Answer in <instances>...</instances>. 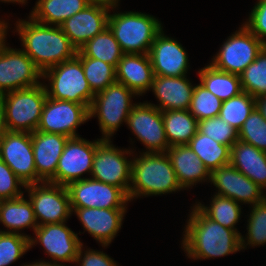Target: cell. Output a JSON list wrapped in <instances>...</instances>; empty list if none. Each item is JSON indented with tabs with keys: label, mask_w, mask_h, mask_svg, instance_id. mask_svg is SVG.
Returning <instances> with one entry per match:
<instances>
[{
	"label": "cell",
	"mask_w": 266,
	"mask_h": 266,
	"mask_svg": "<svg viewBox=\"0 0 266 266\" xmlns=\"http://www.w3.org/2000/svg\"><path fill=\"white\" fill-rule=\"evenodd\" d=\"M184 227L182 247L193 260L227 256L241 251V235L205 216L194 204Z\"/></svg>",
	"instance_id": "obj_1"
},
{
	"label": "cell",
	"mask_w": 266,
	"mask_h": 266,
	"mask_svg": "<svg viewBox=\"0 0 266 266\" xmlns=\"http://www.w3.org/2000/svg\"><path fill=\"white\" fill-rule=\"evenodd\" d=\"M29 19H18L15 32L21 39V48L42 71L70 60L78 50L60 26L45 25Z\"/></svg>",
	"instance_id": "obj_2"
},
{
	"label": "cell",
	"mask_w": 266,
	"mask_h": 266,
	"mask_svg": "<svg viewBox=\"0 0 266 266\" xmlns=\"http://www.w3.org/2000/svg\"><path fill=\"white\" fill-rule=\"evenodd\" d=\"M132 155L131 180L128 199L157 196L183 190L166 152Z\"/></svg>",
	"instance_id": "obj_3"
},
{
	"label": "cell",
	"mask_w": 266,
	"mask_h": 266,
	"mask_svg": "<svg viewBox=\"0 0 266 266\" xmlns=\"http://www.w3.org/2000/svg\"><path fill=\"white\" fill-rule=\"evenodd\" d=\"M108 27L124 54H149L154 39L163 30L156 17L135 11L109 13Z\"/></svg>",
	"instance_id": "obj_4"
},
{
	"label": "cell",
	"mask_w": 266,
	"mask_h": 266,
	"mask_svg": "<svg viewBox=\"0 0 266 266\" xmlns=\"http://www.w3.org/2000/svg\"><path fill=\"white\" fill-rule=\"evenodd\" d=\"M47 97L66 100L90 107L95 93L86 80L81 60L74 58L52 66L43 72Z\"/></svg>",
	"instance_id": "obj_5"
},
{
	"label": "cell",
	"mask_w": 266,
	"mask_h": 266,
	"mask_svg": "<svg viewBox=\"0 0 266 266\" xmlns=\"http://www.w3.org/2000/svg\"><path fill=\"white\" fill-rule=\"evenodd\" d=\"M138 95L118 82L106 87V89L95 94L89 107V119L98 117L99 127L102 133V140H111V137L118 131L136 103L132 98Z\"/></svg>",
	"instance_id": "obj_6"
},
{
	"label": "cell",
	"mask_w": 266,
	"mask_h": 266,
	"mask_svg": "<svg viewBox=\"0 0 266 266\" xmlns=\"http://www.w3.org/2000/svg\"><path fill=\"white\" fill-rule=\"evenodd\" d=\"M1 96L8 131L33 133L37 130L47 98L44 82L34 87L7 92Z\"/></svg>",
	"instance_id": "obj_7"
},
{
	"label": "cell",
	"mask_w": 266,
	"mask_h": 266,
	"mask_svg": "<svg viewBox=\"0 0 266 266\" xmlns=\"http://www.w3.org/2000/svg\"><path fill=\"white\" fill-rule=\"evenodd\" d=\"M222 44L209 64L240 76L266 46L244 24Z\"/></svg>",
	"instance_id": "obj_8"
},
{
	"label": "cell",
	"mask_w": 266,
	"mask_h": 266,
	"mask_svg": "<svg viewBox=\"0 0 266 266\" xmlns=\"http://www.w3.org/2000/svg\"><path fill=\"white\" fill-rule=\"evenodd\" d=\"M6 39H0V95L42 83L43 73L33 60L22 49L9 47Z\"/></svg>",
	"instance_id": "obj_9"
},
{
	"label": "cell",
	"mask_w": 266,
	"mask_h": 266,
	"mask_svg": "<svg viewBox=\"0 0 266 266\" xmlns=\"http://www.w3.org/2000/svg\"><path fill=\"white\" fill-rule=\"evenodd\" d=\"M132 154L131 149H120L111 140H103L96 147L90 178L116 186L128 196L133 160L127 158Z\"/></svg>",
	"instance_id": "obj_10"
},
{
	"label": "cell",
	"mask_w": 266,
	"mask_h": 266,
	"mask_svg": "<svg viewBox=\"0 0 266 266\" xmlns=\"http://www.w3.org/2000/svg\"><path fill=\"white\" fill-rule=\"evenodd\" d=\"M26 191L38 226L63 223L73 215L66 186L41 182L27 185Z\"/></svg>",
	"instance_id": "obj_11"
},
{
	"label": "cell",
	"mask_w": 266,
	"mask_h": 266,
	"mask_svg": "<svg viewBox=\"0 0 266 266\" xmlns=\"http://www.w3.org/2000/svg\"><path fill=\"white\" fill-rule=\"evenodd\" d=\"M83 178L66 186L71 208L127 209L130 201L120 188L90 177Z\"/></svg>",
	"instance_id": "obj_12"
},
{
	"label": "cell",
	"mask_w": 266,
	"mask_h": 266,
	"mask_svg": "<svg viewBox=\"0 0 266 266\" xmlns=\"http://www.w3.org/2000/svg\"><path fill=\"white\" fill-rule=\"evenodd\" d=\"M89 119V107L66 100L47 97L37 131L80 137L76 129Z\"/></svg>",
	"instance_id": "obj_13"
},
{
	"label": "cell",
	"mask_w": 266,
	"mask_h": 266,
	"mask_svg": "<svg viewBox=\"0 0 266 266\" xmlns=\"http://www.w3.org/2000/svg\"><path fill=\"white\" fill-rule=\"evenodd\" d=\"M127 127L146 147L145 153H164L169 149L162 111L147 103H137L130 112Z\"/></svg>",
	"instance_id": "obj_14"
},
{
	"label": "cell",
	"mask_w": 266,
	"mask_h": 266,
	"mask_svg": "<svg viewBox=\"0 0 266 266\" xmlns=\"http://www.w3.org/2000/svg\"><path fill=\"white\" fill-rule=\"evenodd\" d=\"M102 141L101 138L93 141L81 137L69 138L58 161L55 184L67 186L84 179L83 174L91 175L96 147Z\"/></svg>",
	"instance_id": "obj_15"
},
{
	"label": "cell",
	"mask_w": 266,
	"mask_h": 266,
	"mask_svg": "<svg viewBox=\"0 0 266 266\" xmlns=\"http://www.w3.org/2000/svg\"><path fill=\"white\" fill-rule=\"evenodd\" d=\"M0 158L26 186L42 182L36 172L31 133L7 131L0 138Z\"/></svg>",
	"instance_id": "obj_16"
},
{
	"label": "cell",
	"mask_w": 266,
	"mask_h": 266,
	"mask_svg": "<svg viewBox=\"0 0 266 266\" xmlns=\"http://www.w3.org/2000/svg\"><path fill=\"white\" fill-rule=\"evenodd\" d=\"M63 223H51L38 226L35 237L30 236V249L40 244L45 253L55 263H75L80 246L83 244L78 234Z\"/></svg>",
	"instance_id": "obj_17"
},
{
	"label": "cell",
	"mask_w": 266,
	"mask_h": 266,
	"mask_svg": "<svg viewBox=\"0 0 266 266\" xmlns=\"http://www.w3.org/2000/svg\"><path fill=\"white\" fill-rule=\"evenodd\" d=\"M117 7L91 2L80 12L66 19L60 27L78 50L108 27L110 9L116 10Z\"/></svg>",
	"instance_id": "obj_18"
},
{
	"label": "cell",
	"mask_w": 266,
	"mask_h": 266,
	"mask_svg": "<svg viewBox=\"0 0 266 266\" xmlns=\"http://www.w3.org/2000/svg\"><path fill=\"white\" fill-rule=\"evenodd\" d=\"M209 182L217 188L216 194L231 198L240 204L255 205L266 198L262 188L231 164L211 171Z\"/></svg>",
	"instance_id": "obj_19"
},
{
	"label": "cell",
	"mask_w": 266,
	"mask_h": 266,
	"mask_svg": "<svg viewBox=\"0 0 266 266\" xmlns=\"http://www.w3.org/2000/svg\"><path fill=\"white\" fill-rule=\"evenodd\" d=\"M149 56L154 76L181 77L189 69L188 54L176 39L162 30L151 45Z\"/></svg>",
	"instance_id": "obj_20"
},
{
	"label": "cell",
	"mask_w": 266,
	"mask_h": 266,
	"mask_svg": "<svg viewBox=\"0 0 266 266\" xmlns=\"http://www.w3.org/2000/svg\"><path fill=\"white\" fill-rule=\"evenodd\" d=\"M76 214L83 230L107 247L121 229L127 209L71 208Z\"/></svg>",
	"instance_id": "obj_21"
},
{
	"label": "cell",
	"mask_w": 266,
	"mask_h": 266,
	"mask_svg": "<svg viewBox=\"0 0 266 266\" xmlns=\"http://www.w3.org/2000/svg\"><path fill=\"white\" fill-rule=\"evenodd\" d=\"M68 139L69 137L61 134L37 130L31 133L36 172L42 182L55 184L58 161Z\"/></svg>",
	"instance_id": "obj_22"
},
{
	"label": "cell",
	"mask_w": 266,
	"mask_h": 266,
	"mask_svg": "<svg viewBox=\"0 0 266 266\" xmlns=\"http://www.w3.org/2000/svg\"><path fill=\"white\" fill-rule=\"evenodd\" d=\"M187 75L181 77L154 76L152 92L159 104L147 102L160 111L188 110L195 85L188 80Z\"/></svg>",
	"instance_id": "obj_23"
},
{
	"label": "cell",
	"mask_w": 266,
	"mask_h": 266,
	"mask_svg": "<svg viewBox=\"0 0 266 266\" xmlns=\"http://www.w3.org/2000/svg\"><path fill=\"white\" fill-rule=\"evenodd\" d=\"M154 79L149 54H124L116 67V80L142 96L150 91Z\"/></svg>",
	"instance_id": "obj_24"
},
{
	"label": "cell",
	"mask_w": 266,
	"mask_h": 266,
	"mask_svg": "<svg viewBox=\"0 0 266 266\" xmlns=\"http://www.w3.org/2000/svg\"><path fill=\"white\" fill-rule=\"evenodd\" d=\"M166 154L183 190L210 181V171L188 144L170 146Z\"/></svg>",
	"instance_id": "obj_25"
},
{
	"label": "cell",
	"mask_w": 266,
	"mask_h": 266,
	"mask_svg": "<svg viewBox=\"0 0 266 266\" xmlns=\"http://www.w3.org/2000/svg\"><path fill=\"white\" fill-rule=\"evenodd\" d=\"M230 164L260 188L266 189V151L238 140L231 147Z\"/></svg>",
	"instance_id": "obj_26"
},
{
	"label": "cell",
	"mask_w": 266,
	"mask_h": 266,
	"mask_svg": "<svg viewBox=\"0 0 266 266\" xmlns=\"http://www.w3.org/2000/svg\"><path fill=\"white\" fill-rule=\"evenodd\" d=\"M0 223L7 228V230H0V232L18 233L26 236L28 235L21 233V230L32 228L34 231L38 227L32 204L29 199L24 198V194L15 199L0 201Z\"/></svg>",
	"instance_id": "obj_27"
},
{
	"label": "cell",
	"mask_w": 266,
	"mask_h": 266,
	"mask_svg": "<svg viewBox=\"0 0 266 266\" xmlns=\"http://www.w3.org/2000/svg\"><path fill=\"white\" fill-rule=\"evenodd\" d=\"M90 3L91 0H37L28 16L41 24L60 26Z\"/></svg>",
	"instance_id": "obj_28"
},
{
	"label": "cell",
	"mask_w": 266,
	"mask_h": 266,
	"mask_svg": "<svg viewBox=\"0 0 266 266\" xmlns=\"http://www.w3.org/2000/svg\"><path fill=\"white\" fill-rule=\"evenodd\" d=\"M162 117L169 146L188 144L198 131V120L189 110L162 111Z\"/></svg>",
	"instance_id": "obj_29"
},
{
	"label": "cell",
	"mask_w": 266,
	"mask_h": 266,
	"mask_svg": "<svg viewBox=\"0 0 266 266\" xmlns=\"http://www.w3.org/2000/svg\"><path fill=\"white\" fill-rule=\"evenodd\" d=\"M200 84L221 101L237 96L242 90L240 76L214 68L211 64L198 71Z\"/></svg>",
	"instance_id": "obj_30"
},
{
	"label": "cell",
	"mask_w": 266,
	"mask_h": 266,
	"mask_svg": "<svg viewBox=\"0 0 266 266\" xmlns=\"http://www.w3.org/2000/svg\"><path fill=\"white\" fill-rule=\"evenodd\" d=\"M123 55L120 44L107 27L81 46L76 56L95 58L116 68Z\"/></svg>",
	"instance_id": "obj_31"
},
{
	"label": "cell",
	"mask_w": 266,
	"mask_h": 266,
	"mask_svg": "<svg viewBox=\"0 0 266 266\" xmlns=\"http://www.w3.org/2000/svg\"><path fill=\"white\" fill-rule=\"evenodd\" d=\"M188 145L210 172L230 164L231 148L218 143L199 131H197Z\"/></svg>",
	"instance_id": "obj_32"
},
{
	"label": "cell",
	"mask_w": 266,
	"mask_h": 266,
	"mask_svg": "<svg viewBox=\"0 0 266 266\" xmlns=\"http://www.w3.org/2000/svg\"><path fill=\"white\" fill-rule=\"evenodd\" d=\"M211 199L209 206H205L201 202H195L194 205L211 220L242 235L236 228L242 213L240 203L218 194H214Z\"/></svg>",
	"instance_id": "obj_33"
},
{
	"label": "cell",
	"mask_w": 266,
	"mask_h": 266,
	"mask_svg": "<svg viewBox=\"0 0 266 266\" xmlns=\"http://www.w3.org/2000/svg\"><path fill=\"white\" fill-rule=\"evenodd\" d=\"M255 108L256 99L243 91L237 96L222 102L219 117L239 131Z\"/></svg>",
	"instance_id": "obj_34"
},
{
	"label": "cell",
	"mask_w": 266,
	"mask_h": 266,
	"mask_svg": "<svg viewBox=\"0 0 266 266\" xmlns=\"http://www.w3.org/2000/svg\"><path fill=\"white\" fill-rule=\"evenodd\" d=\"M82 62L86 80L96 94L117 82L116 68L113 65L90 57H78Z\"/></svg>",
	"instance_id": "obj_35"
},
{
	"label": "cell",
	"mask_w": 266,
	"mask_h": 266,
	"mask_svg": "<svg viewBox=\"0 0 266 266\" xmlns=\"http://www.w3.org/2000/svg\"><path fill=\"white\" fill-rule=\"evenodd\" d=\"M242 90L255 99L266 94V46L240 75Z\"/></svg>",
	"instance_id": "obj_36"
},
{
	"label": "cell",
	"mask_w": 266,
	"mask_h": 266,
	"mask_svg": "<svg viewBox=\"0 0 266 266\" xmlns=\"http://www.w3.org/2000/svg\"><path fill=\"white\" fill-rule=\"evenodd\" d=\"M251 213L247 219V235H241V248L247 245L255 247L266 244V198L255 205H251ZM247 241H246V240Z\"/></svg>",
	"instance_id": "obj_37"
},
{
	"label": "cell",
	"mask_w": 266,
	"mask_h": 266,
	"mask_svg": "<svg viewBox=\"0 0 266 266\" xmlns=\"http://www.w3.org/2000/svg\"><path fill=\"white\" fill-rule=\"evenodd\" d=\"M222 102L200 83L195 85L189 112L198 120L219 116Z\"/></svg>",
	"instance_id": "obj_38"
},
{
	"label": "cell",
	"mask_w": 266,
	"mask_h": 266,
	"mask_svg": "<svg viewBox=\"0 0 266 266\" xmlns=\"http://www.w3.org/2000/svg\"><path fill=\"white\" fill-rule=\"evenodd\" d=\"M30 236L0 232V266L14 263L28 252Z\"/></svg>",
	"instance_id": "obj_39"
},
{
	"label": "cell",
	"mask_w": 266,
	"mask_h": 266,
	"mask_svg": "<svg viewBox=\"0 0 266 266\" xmlns=\"http://www.w3.org/2000/svg\"><path fill=\"white\" fill-rule=\"evenodd\" d=\"M239 140L266 151V120L255 108L238 131Z\"/></svg>",
	"instance_id": "obj_40"
},
{
	"label": "cell",
	"mask_w": 266,
	"mask_h": 266,
	"mask_svg": "<svg viewBox=\"0 0 266 266\" xmlns=\"http://www.w3.org/2000/svg\"><path fill=\"white\" fill-rule=\"evenodd\" d=\"M198 131L230 148L239 140L238 131L219 116L198 121Z\"/></svg>",
	"instance_id": "obj_41"
},
{
	"label": "cell",
	"mask_w": 266,
	"mask_h": 266,
	"mask_svg": "<svg viewBox=\"0 0 266 266\" xmlns=\"http://www.w3.org/2000/svg\"><path fill=\"white\" fill-rule=\"evenodd\" d=\"M26 185L14 174L7 164L0 158V201L21 197Z\"/></svg>",
	"instance_id": "obj_42"
},
{
	"label": "cell",
	"mask_w": 266,
	"mask_h": 266,
	"mask_svg": "<svg viewBox=\"0 0 266 266\" xmlns=\"http://www.w3.org/2000/svg\"><path fill=\"white\" fill-rule=\"evenodd\" d=\"M243 24L266 45V0L255 3L249 18Z\"/></svg>",
	"instance_id": "obj_43"
},
{
	"label": "cell",
	"mask_w": 266,
	"mask_h": 266,
	"mask_svg": "<svg viewBox=\"0 0 266 266\" xmlns=\"http://www.w3.org/2000/svg\"><path fill=\"white\" fill-rule=\"evenodd\" d=\"M83 244L80 246L78 255L75 261L79 266H118L117 263L103 251L93 249H83Z\"/></svg>",
	"instance_id": "obj_44"
},
{
	"label": "cell",
	"mask_w": 266,
	"mask_h": 266,
	"mask_svg": "<svg viewBox=\"0 0 266 266\" xmlns=\"http://www.w3.org/2000/svg\"><path fill=\"white\" fill-rule=\"evenodd\" d=\"M5 123V111L2 96L0 95V138L7 132Z\"/></svg>",
	"instance_id": "obj_45"
},
{
	"label": "cell",
	"mask_w": 266,
	"mask_h": 266,
	"mask_svg": "<svg viewBox=\"0 0 266 266\" xmlns=\"http://www.w3.org/2000/svg\"><path fill=\"white\" fill-rule=\"evenodd\" d=\"M256 108L266 120V94L256 98Z\"/></svg>",
	"instance_id": "obj_46"
},
{
	"label": "cell",
	"mask_w": 266,
	"mask_h": 266,
	"mask_svg": "<svg viewBox=\"0 0 266 266\" xmlns=\"http://www.w3.org/2000/svg\"><path fill=\"white\" fill-rule=\"evenodd\" d=\"M22 266H65V264L62 263H55L52 261H45V260H40V261H36V262H32L29 264H23Z\"/></svg>",
	"instance_id": "obj_47"
},
{
	"label": "cell",
	"mask_w": 266,
	"mask_h": 266,
	"mask_svg": "<svg viewBox=\"0 0 266 266\" xmlns=\"http://www.w3.org/2000/svg\"><path fill=\"white\" fill-rule=\"evenodd\" d=\"M120 0H91V2L103 3L109 6H119Z\"/></svg>",
	"instance_id": "obj_48"
},
{
	"label": "cell",
	"mask_w": 266,
	"mask_h": 266,
	"mask_svg": "<svg viewBox=\"0 0 266 266\" xmlns=\"http://www.w3.org/2000/svg\"><path fill=\"white\" fill-rule=\"evenodd\" d=\"M1 2H4V3H18V4H22V5H25L27 2V0H0Z\"/></svg>",
	"instance_id": "obj_49"
},
{
	"label": "cell",
	"mask_w": 266,
	"mask_h": 266,
	"mask_svg": "<svg viewBox=\"0 0 266 266\" xmlns=\"http://www.w3.org/2000/svg\"><path fill=\"white\" fill-rule=\"evenodd\" d=\"M9 23L0 19V31H8Z\"/></svg>",
	"instance_id": "obj_50"
},
{
	"label": "cell",
	"mask_w": 266,
	"mask_h": 266,
	"mask_svg": "<svg viewBox=\"0 0 266 266\" xmlns=\"http://www.w3.org/2000/svg\"><path fill=\"white\" fill-rule=\"evenodd\" d=\"M7 32H8V31H0V39H1L2 37L7 36Z\"/></svg>",
	"instance_id": "obj_51"
}]
</instances>
